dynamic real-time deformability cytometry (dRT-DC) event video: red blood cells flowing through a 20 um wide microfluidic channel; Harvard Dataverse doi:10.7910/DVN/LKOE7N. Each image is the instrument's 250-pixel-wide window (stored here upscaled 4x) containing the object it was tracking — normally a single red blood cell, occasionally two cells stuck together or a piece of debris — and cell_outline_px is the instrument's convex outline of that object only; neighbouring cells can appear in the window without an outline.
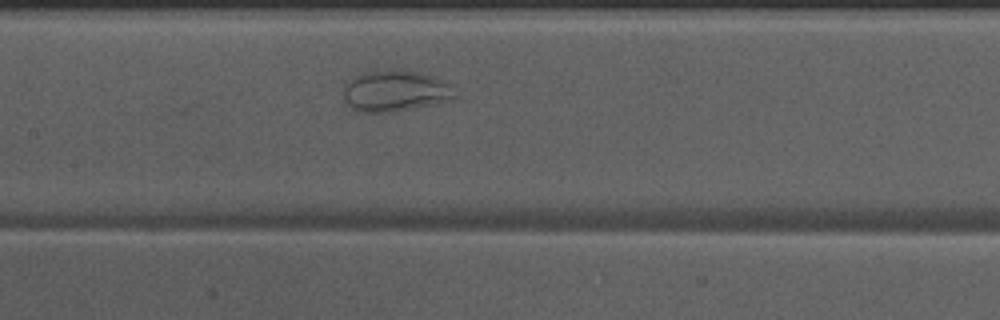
{"species": "Egyptian fruit bat (a non-hibernating species)", "species_latin": "Rousettus aegyptiacus", "temperature_condition": "warm", "stored_images_in_passage": 36, "camera_frame_rate_fps": 3000, "um_per_image_px": 0.085, "animal": {"sex": "male"}, "frame": {"image": 1, "passage_image": 9, "time_ms": 2.667, "image_size_px": [1000, 320], "cell_outline_px": [[456, 96], [452, 100], [436, 104], [396, 112], [356, 112], [344, 100], [344, 88], [352, 76], [364, 72], [416, 72], [432, 76], [444, 80], [452, 84]], "centroid_in_image_um": [33.63, 7.78], "position_along_channel_um": 173.8, "area_um2": 26.53}}
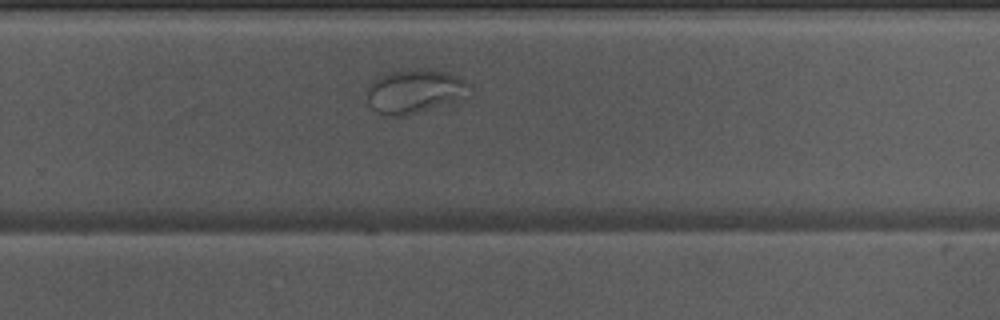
{"frame": {"image": 2, "passage_image": 18, "time_ms": 5.667, "image_size_px": [1000, 320], "cell_outline_px": [[472, 88], [456, 100], [404, 116], [384, 116], [376, 112], [364, 100], [364, 96], [368, 88], [376, 76], [392, 72], [416, 68], [420, 68], [448, 72], [472, 84]], "centroid_in_image_um": [35.16, 7.75], "position_along_channel_um": 294.6, "area_um2": 26.24}}
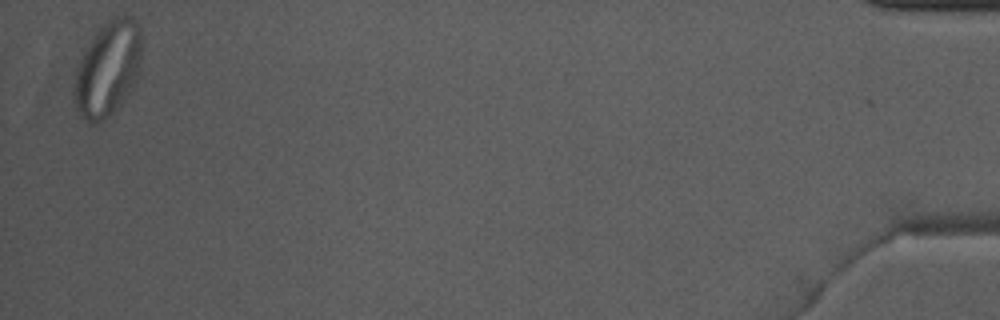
{"frame": {"image": 3, "passage_image": 35, "time_ms": 11.333, "image_size_px": [1000, 320], "cell_outline_px": [[140, 72], [128, 92], [112, 112], [108, 116], [96, 124], [88, 124], [80, 116], [76, 108], [72, 96], [72, 76], [76, 60], [96, 32], [108, 20], [120, 16], [132, 16], [140, 28]], "centroid_in_image_um": [9.07, 5.86], "position_along_channel_um": 426.1, "area_um2": 37.8}}